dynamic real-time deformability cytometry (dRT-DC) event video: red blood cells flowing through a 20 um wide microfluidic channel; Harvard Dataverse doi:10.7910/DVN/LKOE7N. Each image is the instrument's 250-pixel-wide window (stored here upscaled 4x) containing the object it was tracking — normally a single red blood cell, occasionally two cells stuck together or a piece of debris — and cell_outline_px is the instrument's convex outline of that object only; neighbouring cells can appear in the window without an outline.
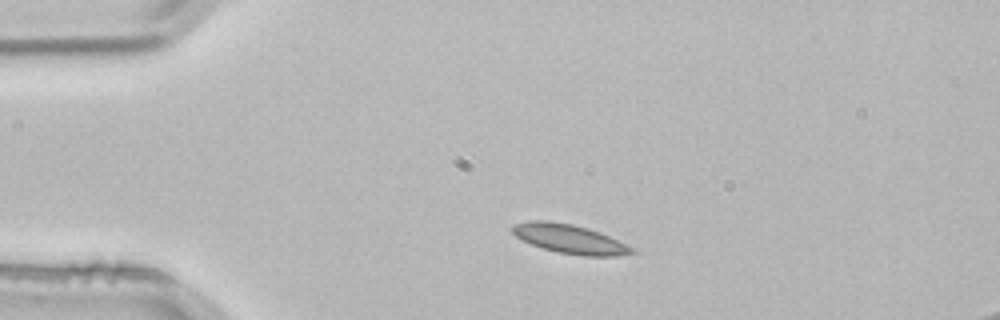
{"species": "common noctule bat (a hibernating species)", "species_latin": "Nyctalus noctula", "temperature_condition": "room temperature", "stored_images_in_passage": 2, "camera_frame_rate_fps": 3000, "um_per_image_px": 0.085, "animal": {"sex": "male", "body_mass_g": 21.5, "forearm_length_mm": 52.0}, "frame": {"image": 1, "passage_image": 1, "time_ms": 0.0, "image_size_px": [1000, 320], "cell_outline_px": [[636, 252], [616, 256], [580, 256], [556, 252], [520, 240], [508, 228], [512, 224], [528, 220], [548, 220], [572, 224], [588, 228], [600, 232], [636, 248]], "centroid_in_image_um": [48.39, 20.3], "position_along_channel_um": 36.6, "area_um2": 20.63}}